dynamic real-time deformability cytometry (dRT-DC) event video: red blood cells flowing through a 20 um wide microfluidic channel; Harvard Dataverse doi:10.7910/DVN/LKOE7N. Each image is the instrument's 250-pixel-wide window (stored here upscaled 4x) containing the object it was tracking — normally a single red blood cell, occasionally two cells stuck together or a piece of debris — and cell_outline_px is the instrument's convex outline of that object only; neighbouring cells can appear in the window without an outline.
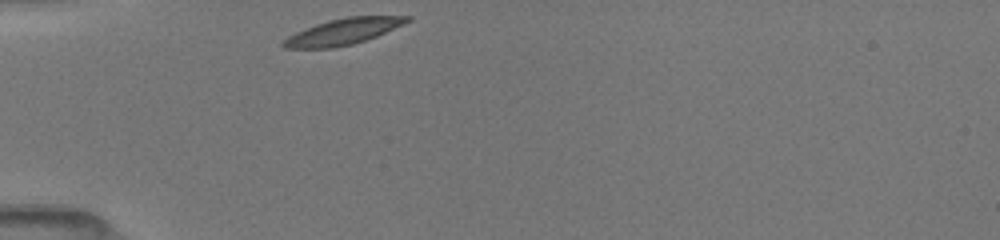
{"species": "common noctule bat (a hibernating species)", "species_latin": "Nyctalus noctula", "temperature_condition": "room temperature", "stored_images_in_passage": 29, "camera_frame_rate_fps": 3000, "um_per_image_px": 0.085, "animal": {"sex": "female", "body_mass_g": 19.5, "forearm_length_mm": 54.1}, "frame": {"image": 1, "passage_image": 1, "time_ms": 0.0, "image_size_px": [1000, 240], "cell_outline_px": [[412, 20], [404, 24], [376, 36], [352, 44], [332, 48], [280, 48], [280, 44], [288, 36], [296, 32], [316, 24], [328, 20], [348, 16], [412, 16]], "centroid_in_image_um": [29.15, 2.68], "position_along_channel_um": 55.8, "area_um2": 18.73}}
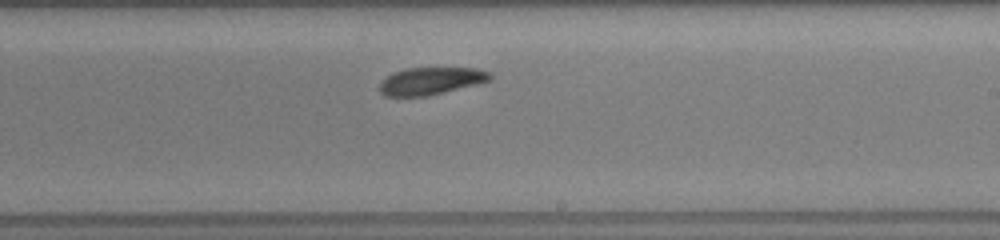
{"frame": {"image": 2, "passage_image": 17, "time_ms": 5.333, "image_size_px": [1000, 240], "cell_outline_px": [[492, 80], [428, 96], [384, 96], [380, 92], [380, 80], [392, 72], [408, 68], [476, 68], [488, 72], [492, 76]], "centroid_in_image_um": [36.59, 6.88], "position_along_channel_um": 252.4, "area_um2": 17.63}}
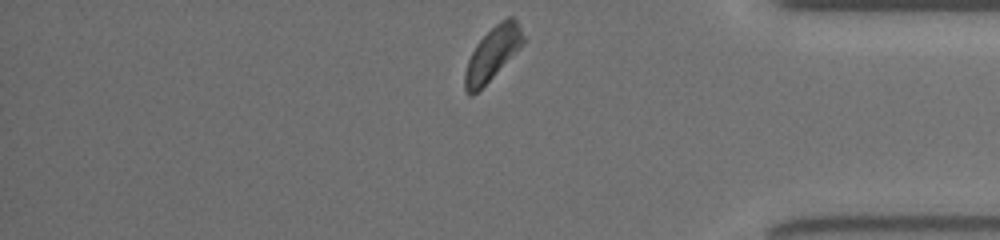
{"frame": {"image": 3, "passage_image": 29, "time_ms": 9.333, "image_size_px": [1000, 240], "cell_outline_px": [[524, 40], [492, 76], [472, 96], [468, 96], [464, 88], [464, 72], [468, 60], [476, 44], [500, 20], [508, 16], [512, 16], [516, 20], [524, 36]], "centroid_in_image_um": [41.8, 4.54], "position_along_channel_um": 393.4, "area_um2": 17.17}, "authors_computed_cell_mechanics": {"area_um2": 18.7272, "velocity_mm_per_s": 3.9441, "shape_relaxation_time_tau1_ms": 2.4907, "shape_relaxation_time_tau2_ms": 6.6592, "deformation_change_tau1": 0.1067, "deformation_change_tau2": 0.1154}}